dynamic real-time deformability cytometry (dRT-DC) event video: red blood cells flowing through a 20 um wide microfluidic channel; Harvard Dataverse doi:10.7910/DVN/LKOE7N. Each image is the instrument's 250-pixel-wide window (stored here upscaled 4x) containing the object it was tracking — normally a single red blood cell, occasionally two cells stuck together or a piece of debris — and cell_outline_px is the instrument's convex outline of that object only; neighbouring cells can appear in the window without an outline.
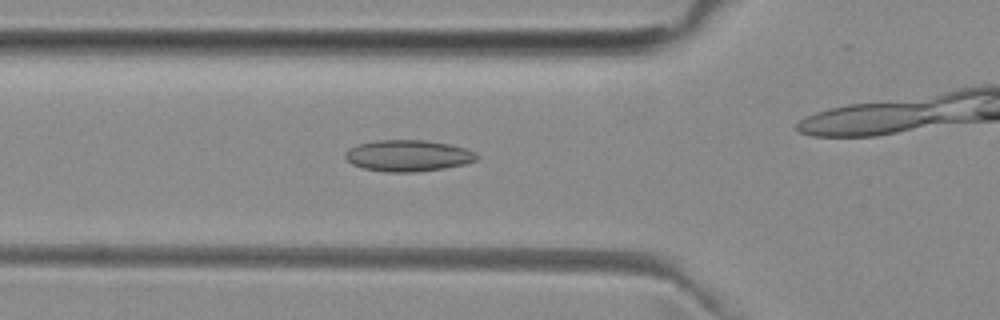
{"species": "common noctule bat (a hibernating species)", "species_latin": "Nyctalus noctula", "temperature_condition": "room temperature", "stored_images_in_passage": 41, "camera_frame_rate_fps": 3000, "um_per_image_px": 0.085, "animal": {"sex": "female", "body_mass_g": 29.2, "forearm_length_mm": 56.3}, "frame": {"image": 1, "passage_image": 17, "time_ms": 5.333, "image_size_px": [1000, 320], "cell_outline_px": [[480, 156], [476, 160], [464, 164], [444, 168], [416, 172], [388, 172], [364, 168], [352, 164], [344, 156], [344, 152], [348, 148], [356, 144], [376, 140], [428, 140], [448, 144], [464, 148], [476, 152]], "centroid_in_image_um": [34.67, 13.22], "position_along_channel_um": 91.1, "area_um2": 24.16}}
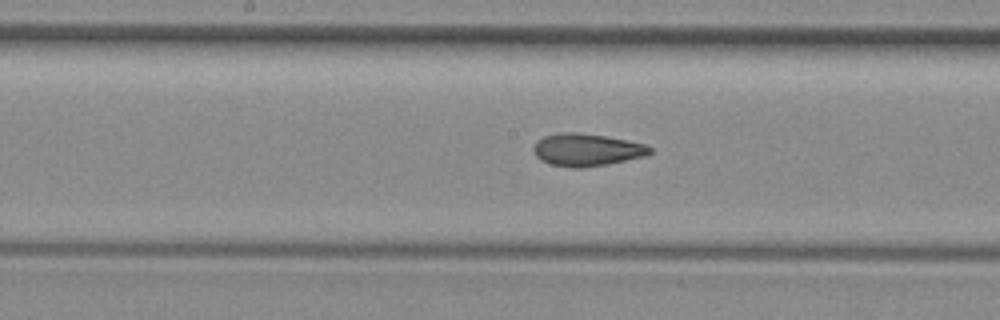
{"frame": {"image": 2, "passage_image": 25, "time_ms": 8.0, "image_size_px": [1000, 320], "cell_outline_px": [[652, 152], [648, 156], [608, 164], [584, 168], [572, 168], [552, 164], [540, 160], [532, 152], [532, 148], [536, 140], [544, 136], [560, 132], [576, 132], [604, 136], [628, 140], [648, 144], [652, 148]], "centroid_in_image_um": [49.89, 12.73], "position_along_channel_um": 198.3, "area_um2": 22.43}}
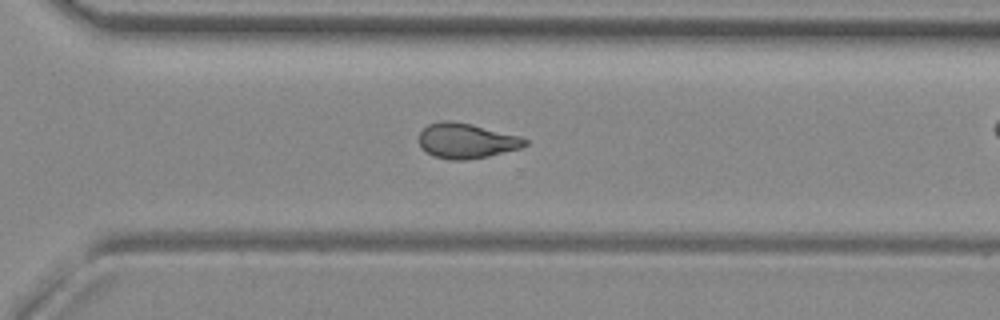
{"frame": {"image": 3, "passage_image": 35, "time_ms": 11.333, "image_size_px": [1000, 320], "cell_outline_px": [[528, 144], [520, 148], [488, 156], [464, 160], [452, 160], [432, 156], [420, 148], [420, 132], [428, 124], [440, 120], [452, 120], [472, 124], [520, 136], [528, 140]], "centroid_in_image_um": [39.62, 11.96], "position_along_channel_um": 331.0, "area_um2": 21.79}}